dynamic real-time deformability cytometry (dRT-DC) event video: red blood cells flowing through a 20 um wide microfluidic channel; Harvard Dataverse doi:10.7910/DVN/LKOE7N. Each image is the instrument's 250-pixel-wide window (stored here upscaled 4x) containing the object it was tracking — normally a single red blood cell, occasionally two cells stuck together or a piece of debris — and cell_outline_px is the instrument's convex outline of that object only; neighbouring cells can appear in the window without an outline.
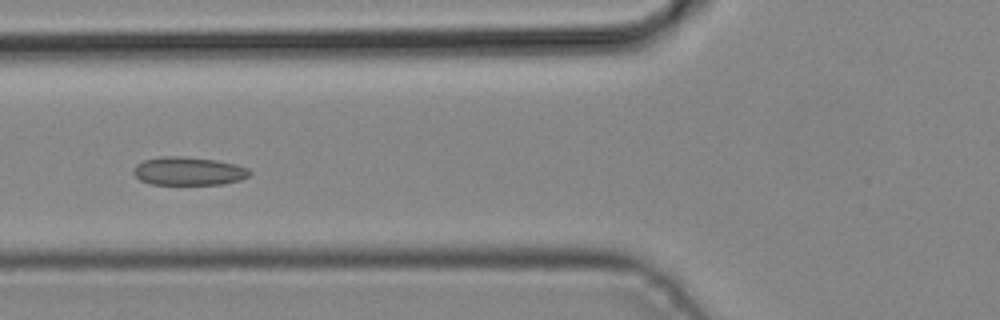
{"species": "common noctule bat (a hibernating species)", "species_latin": "Nyctalus noctula", "temperature_condition": "cold", "stored_images_in_passage": 6, "camera_frame_rate_fps": 3000, "um_per_image_px": 0.085, "animal": {"sex": "male", "body_mass_g": 19.2, "forearm_length_mm": 51.8}, "frame": {"image": 1, "passage_image": 6, "time_ms": 1.667, "image_size_px": [1000, 320], "cell_outline_px": [[252, 172], [248, 176], [240, 180], [224, 184], [152, 184], [140, 180], [132, 172], [136, 164], [144, 160], [160, 156], [180, 156], [216, 160], [236, 164], [248, 168]], "centroid_in_image_um": [16.03, 14.54], "position_along_channel_um": 109.8, "area_um2": 19.19}}